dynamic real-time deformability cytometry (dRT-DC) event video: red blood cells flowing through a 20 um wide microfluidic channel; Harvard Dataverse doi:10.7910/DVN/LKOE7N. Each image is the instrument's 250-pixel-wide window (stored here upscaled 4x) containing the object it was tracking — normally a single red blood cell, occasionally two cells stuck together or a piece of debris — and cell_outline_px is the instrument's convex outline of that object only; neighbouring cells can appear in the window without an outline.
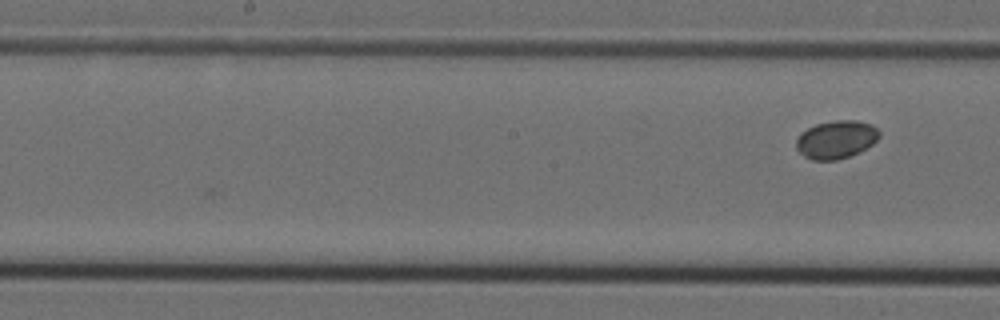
{"species": "Egyptian fruit bat (a non-hibernating species)", "species_latin": "Rousettus aegyptiacus", "temperature_condition": "cold", "stored_images_in_passage": 9, "camera_frame_rate_fps": 3000, "um_per_image_px": 0.085, "animal": {"sex": "female"}, "frame": {"image": 1, "passage_image": 9, "time_ms": 2.667, "image_size_px": [1000, 320], "cell_outline_px": [[880, 136], [872, 144], [848, 156], [836, 160], [812, 160], [804, 156], [796, 148], [796, 140], [800, 132], [816, 124], [836, 120], [856, 120], [872, 124], [880, 132]], "centroid_in_image_um": [71.05, 11.84], "position_along_channel_um": 177.1, "area_um2": 18.26}}